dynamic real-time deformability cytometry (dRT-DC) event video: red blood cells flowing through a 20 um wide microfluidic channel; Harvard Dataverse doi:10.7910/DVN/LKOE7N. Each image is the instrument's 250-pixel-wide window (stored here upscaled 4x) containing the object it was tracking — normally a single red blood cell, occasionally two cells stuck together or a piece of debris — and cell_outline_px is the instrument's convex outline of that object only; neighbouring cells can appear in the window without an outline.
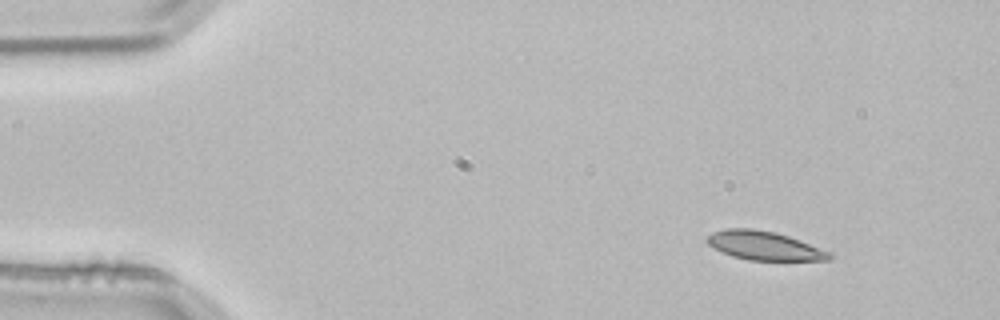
{"species": "common noctule bat (a hibernating species)", "species_latin": "Nyctalus noctula", "temperature_condition": "room temperature", "stored_images_in_passage": 3, "camera_frame_rate_fps": 3000, "um_per_image_px": 0.085, "animal": {"sex": "male", "body_mass_g": 21.5, "forearm_length_mm": 52.0}, "frame": {"image": 1, "passage_image": 1, "time_ms": 0.0, "image_size_px": [1000, 320], "cell_outline_px": [[832, 256], [828, 260], [748, 260], [732, 256], [708, 244], [704, 240], [712, 232], [724, 228], [752, 228], [776, 232], [788, 236], [832, 252]], "centroid_in_image_um": [64.95, 20.87], "position_along_channel_um": 20.1, "area_um2": 20.46}}
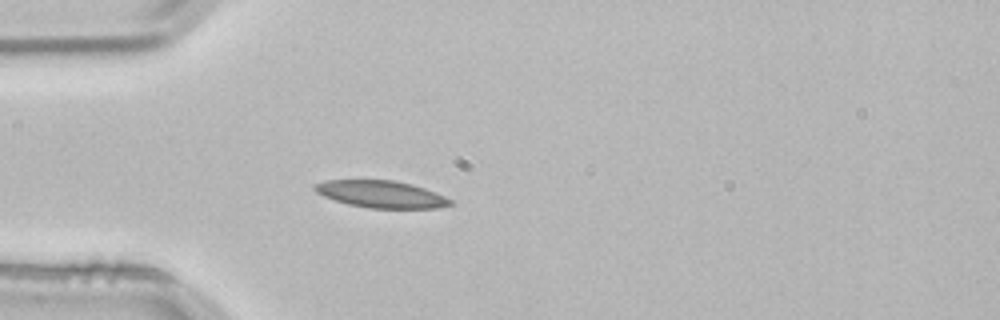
{"frame": {"image": 2, "passage_image": 3, "time_ms": 0.667, "image_size_px": [1000, 320], "cell_outline_px": [[452, 204], [436, 208], [368, 208], [348, 204], [324, 196], [316, 192], [312, 188], [316, 184], [324, 180], [396, 180], [412, 184], [436, 192], [452, 200]], "centroid_in_image_um": [32.4, 16.5], "position_along_channel_um": 52.6, "area_um2": 21.33}}